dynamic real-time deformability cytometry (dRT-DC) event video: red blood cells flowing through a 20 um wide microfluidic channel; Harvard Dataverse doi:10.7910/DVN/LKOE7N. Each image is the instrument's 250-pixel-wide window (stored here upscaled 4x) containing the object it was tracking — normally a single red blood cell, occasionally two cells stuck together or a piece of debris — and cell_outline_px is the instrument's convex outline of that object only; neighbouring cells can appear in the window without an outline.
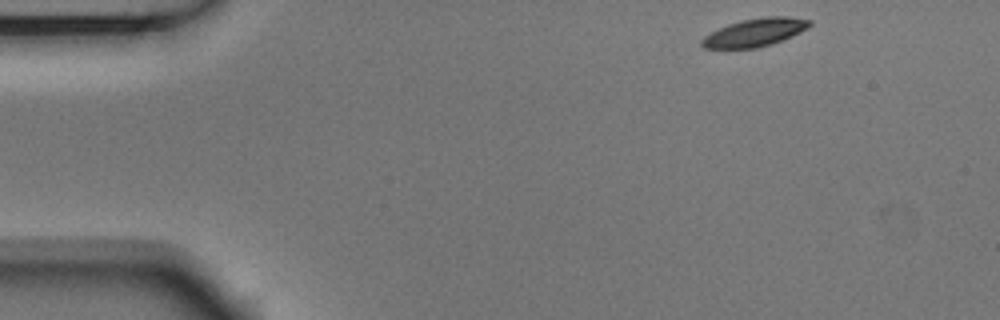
{"species": "Egyptian fruit bat (a non-hibernating species)", "species_latin": "Rousettus aegyptiacus", "temperature_condition": "room temperature", "stored_images_in_passage": 49, "camera_frame_rate_fps": 3000, "um_per_image_px": 0.085, "animal": {"sex": "male"}, "frame": {"image": 1, "passage_image": 1, "time_ms": 0.0, "image_size_px": [1000, 320], "cell_outline_px": [[812, 24], [808, 28], [800, 32], [772, 44], [756, 48], [704, 48], [700, 44], [700, 40], [704, 36], [728, 24], [740, 20], [764, 16], [788, 16], [812, 20]], "centroid_in_image_um": [64.18, 2.74], "position_along_channel_um": 20.8, "area_um2": 17.63}}
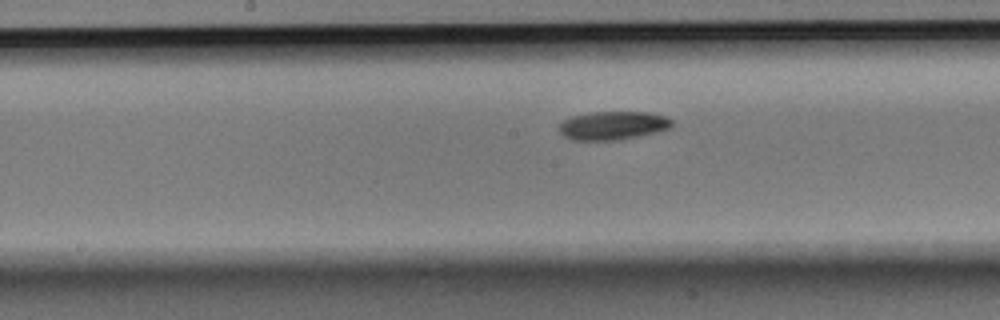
{"frame": {"image": 2, "passage_image": 22, "time_ms": 7.0, "image_size_px": [1000, 320], "cell_outline_px": [[672, 128], [640, 136], [620, 140], [572, 140], [564, 136], [560, 132], [560, 124], [564, 120], [572, 116], [588, 112], [648, 112], [664, 116], [672, 120]], "centroid_in_image_um": [52.11, 10.67], "position_along_channel_um": 196.1, "area_um2": 18.79}}
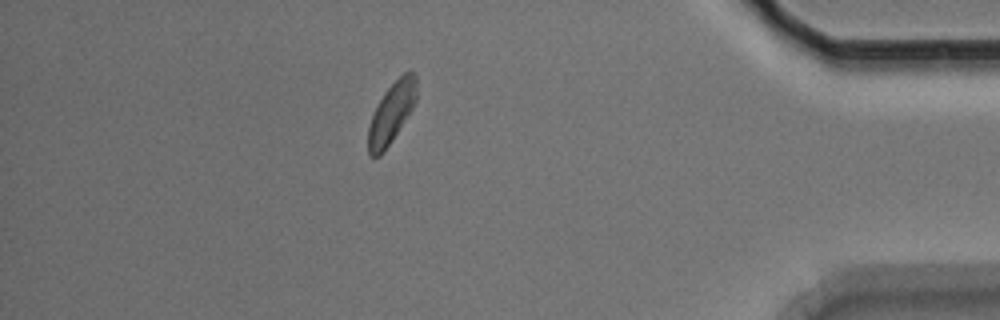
{"frame": {"image": 3, "passage_image": 42, "time_ms": 13.667, "image_size_px": [1000, 320], "cell_outline_px": [[416, 100], [412, 108], [384, 152], [380, 156], [368, 156], [368, 128], [372, 116], [384, 92], [404, 72], [412, 72], [416, 76]], "centroid_in_image_um": [33.26, 9.61], "position_along_channel_um": 401.9, "area_um2": 16.59}, "authors_computed_cell_mechanics": {"area_um2": 18.0914, "velocity_mm_per_s": 3.7011, "shape_relaxation_time_tau1_ms": 1.8764, "shape_relaxation_time_tau2_ms": null, "deformation_change_tau1": 0.0972, "deformation_change_tau2": null}}